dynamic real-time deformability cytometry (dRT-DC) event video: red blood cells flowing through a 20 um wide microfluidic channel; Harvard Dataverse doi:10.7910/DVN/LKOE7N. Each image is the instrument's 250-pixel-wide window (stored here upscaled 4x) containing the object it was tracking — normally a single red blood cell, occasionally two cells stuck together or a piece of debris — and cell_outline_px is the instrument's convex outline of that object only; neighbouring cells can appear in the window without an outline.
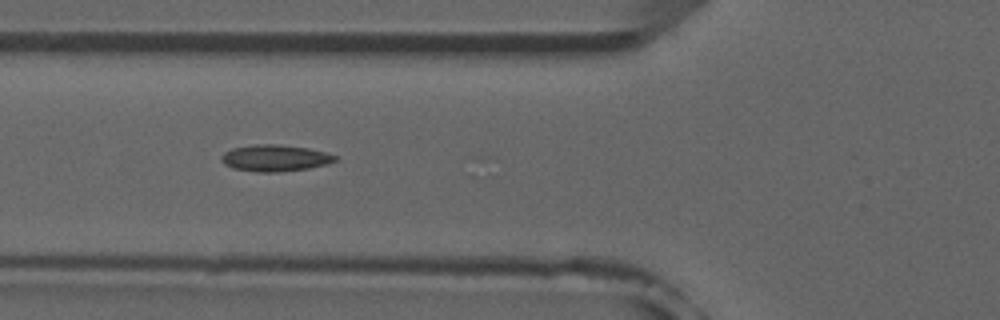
{"species": "common noctule bat (a hibernating species)", "species_latin": "Nyctalus noctula", "temperature_condition": "room temperature", "stored_images_in_passage": 7, "camera_frame_rate_fps": 3000, "um_per_image_px": 0.085, "animal": {"sex": "male", "forearm_length_mm": 52.5}, "frame": {"image": 1, "passage_image": 6, "time_ms": 5.667, "image_size_px": [1000, 320], "cell_outline_px": [[336, 160], [324, 164], [308, 168], [280, 172], [256, 172], [232, 168], [224, 164], [220, 160], [220, 156], [224, 152], [232, 148], [256, 144], [280, 144], [308, 148], [328, 152], [336, 156]], "centroid_in_image_um": [23.33, 13.43], "position_along_channel_um": 102.5, "area_um2": 17.69}}
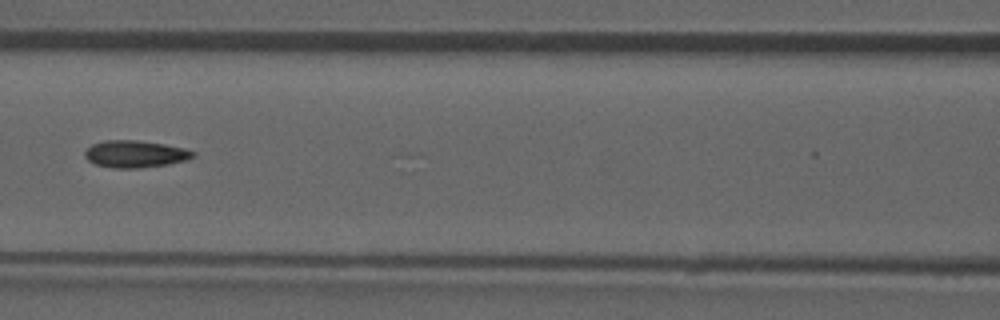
{"frame": {"image": 2, "passage_image": 7, "time_ms": 7.0, "image_size_px": [1000, 320], "cell_outline_px": [[196, 156], [184, 160], [168, 164], [140, 168], [112, 168], [96, 164], [88, 160], [84, 156], [84, 152], [92, 144], [104, 140], [136, 140], [164, 144], [184, 148], [196, 152]], "centroid_in_image_um": [11.48, 13.09], "position_along_channel_um": 155.1, "area_um2": 17.05}}